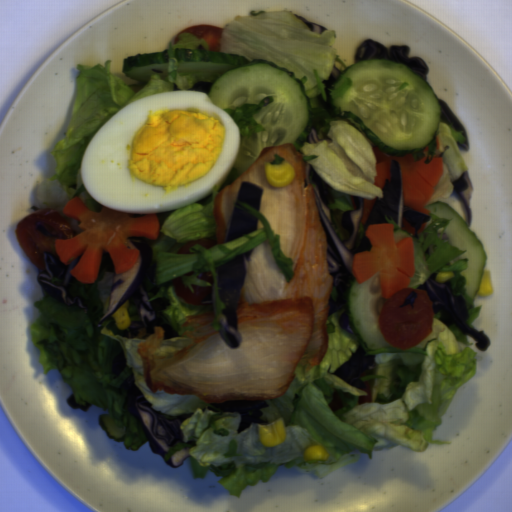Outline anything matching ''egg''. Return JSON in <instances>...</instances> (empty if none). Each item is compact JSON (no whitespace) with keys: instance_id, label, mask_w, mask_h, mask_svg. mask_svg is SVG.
Here are the masks:
<instances>
[{"instance_id":"egg-1","label":"egg","mask_w":512,"mask_h":512,"mask_svg":"<svg viewBox=\"0 0 512 512\" xmlns=\"http://www.w3.org/2000/svg\"><path fill=\"white\" fill-rule=\"evenodd\" d=\"M242 142L226 109L196 90L129 102L87 143L79 174L109 209L160 214L201 201L230 175Z\"/></svg>"}]
</instances>
